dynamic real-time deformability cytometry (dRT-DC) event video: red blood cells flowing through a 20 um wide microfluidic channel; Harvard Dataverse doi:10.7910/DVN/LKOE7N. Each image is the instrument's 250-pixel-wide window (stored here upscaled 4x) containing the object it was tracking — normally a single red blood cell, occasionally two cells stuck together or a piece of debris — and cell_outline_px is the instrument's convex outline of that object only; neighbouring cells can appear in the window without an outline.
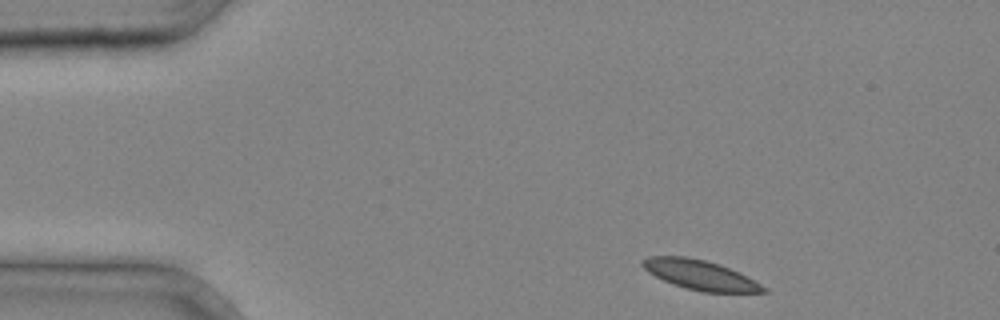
{"species": "common noctule bat (a hibernating species)", "species_latin": "Nyctalus noctula", "temperature_condition": "cold", "stored_images_in_passage": 2, "camera_frame_rate_fps": 3000, "um_per_image_px": 0.085, "animal": {"sex": "male", "body_mass_g": 20.4}, "frame": {"image": 1, "passage_image": 1, "time_ms": 0.0, "image_size_px": [1000, 320], "cell_outline_px": [[768, 292], [704, 292], [684, 288], [664, 280], [648, 272], [640, 264], [640, 260], [648, 256], [684, 256], [704, 260], [720, 264], [740, 272], [768, 288]], "centroid_in_image_um": [59.51, 23.36], "position_along_channel_um": 25.5, "area_um2": 20.92}}
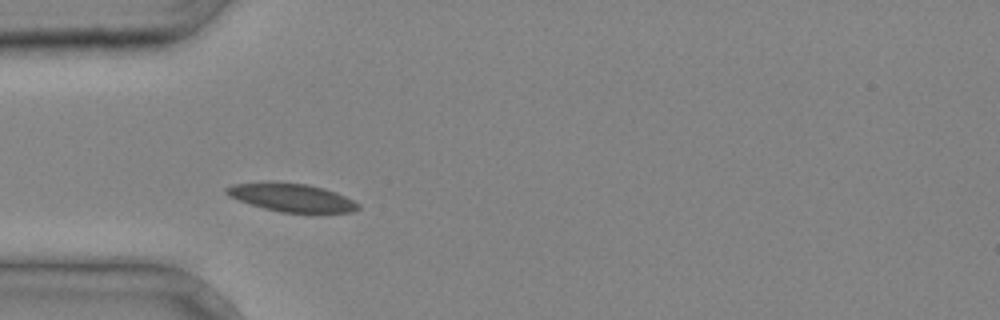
{"frame": {"image": 2, "passage_image": 2, "time_ms": 0.333, "image_size_px": [1000, 320], "cell_outline_px": [[360, 208], [352, 212], [280, 212], [264, 208], [228, 196], [224, 192], [224, 188], [232, 184], [272, 180], [308, 184], [324, 188], [336, 192], [360, 204]], "centroid_in_image_um": [24.74, 16.75], "position_along_channel_um": 60.3, "area_um2": 21.85}}